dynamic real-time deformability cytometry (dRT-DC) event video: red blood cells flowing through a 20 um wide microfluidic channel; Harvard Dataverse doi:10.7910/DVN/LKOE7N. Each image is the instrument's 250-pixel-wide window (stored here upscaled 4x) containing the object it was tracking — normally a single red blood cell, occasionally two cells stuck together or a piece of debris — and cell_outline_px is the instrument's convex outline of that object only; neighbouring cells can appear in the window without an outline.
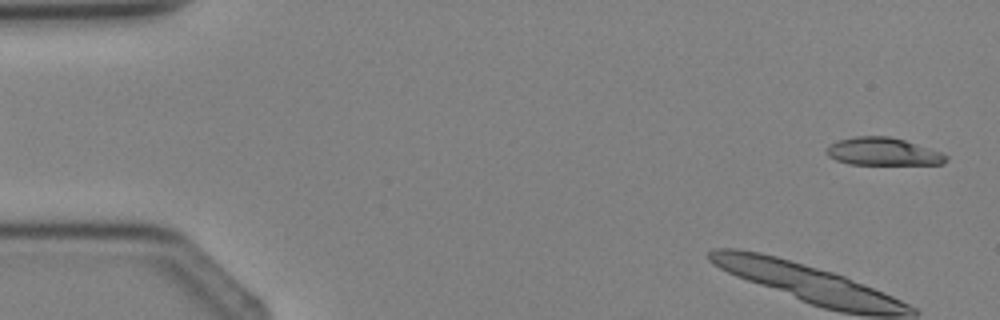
{"species": "Egyptian fruit bat (a non-hibernating species)", "species_latin": "Rousettus aegyptiacus", "temperature_condition": "cold", "stored_images_in_passage": 4, "segment_of_instrument_passage": [2, 2], "camera_frame_rate_fps": 3000, "um_per_image_px": 0.085, "animal": {"sex": "female"}, "frame": {"image": 1, "passage_image": 4, "time_ms": 3.667, "image_size_px": [1000, 320], "cell_outline_px": [[948, 160], [944, 164], [848, 164], [836, 160], [828, 156], [824, 152], [828, 144], [836, 140], [856, 136], [888, 136], [904, 140], [940, 152], [948, 156]], "centroid_in_image_um": [74.99, 12.89], "position_along_channel_um": 10.0, "area_um2": 19.36}}